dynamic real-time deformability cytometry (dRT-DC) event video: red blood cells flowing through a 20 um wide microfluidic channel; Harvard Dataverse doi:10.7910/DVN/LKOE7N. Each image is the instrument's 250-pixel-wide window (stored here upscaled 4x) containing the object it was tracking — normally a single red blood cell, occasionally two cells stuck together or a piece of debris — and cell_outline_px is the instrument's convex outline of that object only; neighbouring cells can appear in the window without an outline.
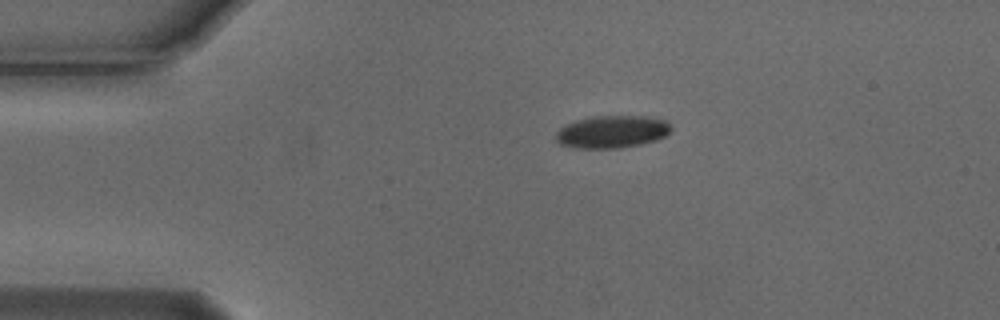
{"species": "Egyptian fruit bat (a non-hibernating species)", "species_latin": "Rousettus aegyptiacus", "temperature_condition": "cold", "stored_images_in_passage": 3, "camera_frame_rate_fps": 3000, "um_per_image_px": 0.085, "animal": {"sex": "male"}, "frame": {"image": 1, "passage_image": 1, "time_ms": 0.0, "image_size_px": [1000, 320], "cell_outline_px": [[672, 128], [664, 136], [656, 140], [640, 144], [620, 148], [576, 148], [560, 144], [556, 140], [556, 132], [564, 124], [576, 120], [592, 116], [652, 116], [664, 120]], "centroid_in_image_um": [51.99, 11.19], "position_along_channel_um": 33.0, "area_um2": 21.85}}
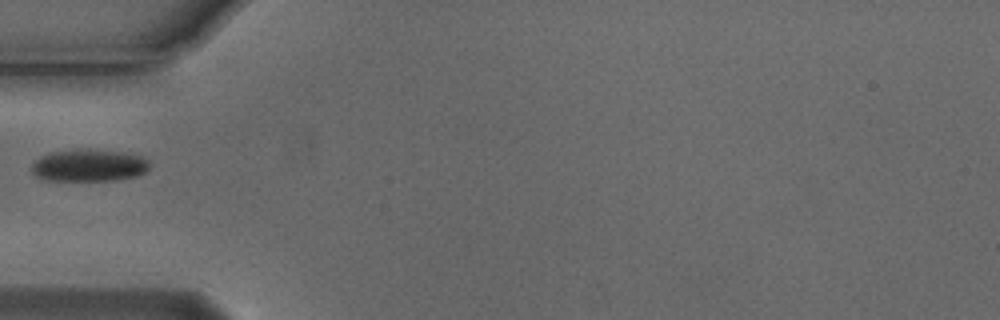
{"frame": {"image": 2, "passage_image": 3, "time_ms": 0.667, "image_size_px": [1000, 320], "cell_outline_px": [[148, 168], [144, 172], [136, 176], [116, 180], [44, 180], [36, 176], [32, 172], [32, 164], [40, 156], [48, 152], [76, 148], [80, 148], [124, 152], [144, 156], [148, 160]], "centroid_in_image_um": [7.54, 14.04], "position_along_channel_um": 77.5, "area_um2": 22.37}}